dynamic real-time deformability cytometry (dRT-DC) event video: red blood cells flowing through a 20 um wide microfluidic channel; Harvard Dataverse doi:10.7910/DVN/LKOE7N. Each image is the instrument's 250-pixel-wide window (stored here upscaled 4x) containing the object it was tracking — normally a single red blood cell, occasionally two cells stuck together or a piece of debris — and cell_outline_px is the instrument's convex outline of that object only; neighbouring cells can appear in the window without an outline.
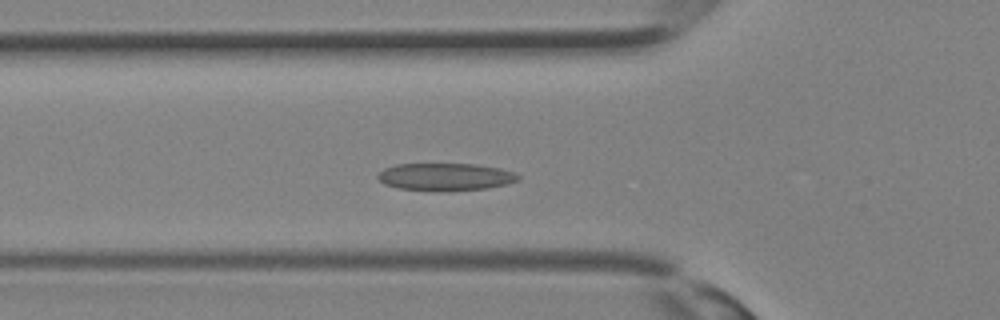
{"species": "Egyptian fruit bat (a non-hibernating species)", "species_latin": "Rousettus aegyptiacus", "temperature_condition": "room temperature", "stored_images_in_passage": 26, "camera_frame_rate_fps": 3000, "um_per_image_px": 0.085, "animal": {"sex": "female"}, "frame": {"image": 1, "passage_image": 7, "time_ms": 2.0, "image_size_px": [1000, 320], "cell_outline_px": [[520, 180], [488, 188], [440, 192], [396, 188], [384, 184], [376, 176], [384, 168], [396, 164], [472, 164], [500, 168], [512, 172], [520, 176]], "centroid_in_image_um": [37.82, 15.04], "position_along_channel_um": 88.0, "area_um2": 22.6}}
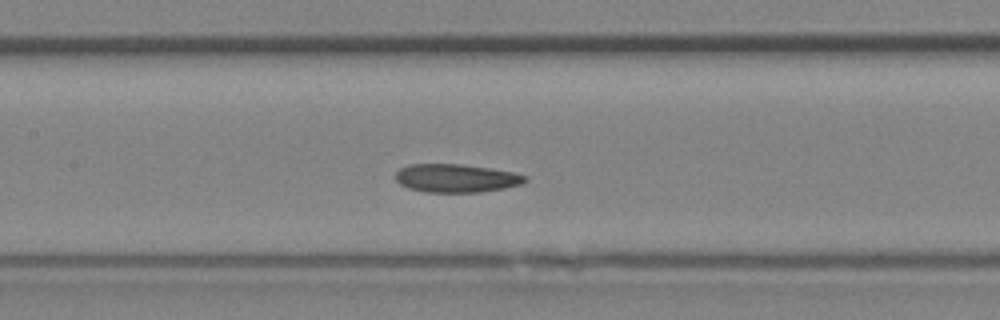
{"frame": {"image": 2, "passage_image": 11, "time_ms": 3.333, "image_size_px": [1000, 320], "cell_outline_px": [[528, 180], [524, 184], [504, 188], [480, 192], [424, 192], [408, 188], [400, 184], [396, 180], [396, 172], [400, 168], [408, 164], [460, 164], [488, 168], [512, 172], [528, 176]], "centroid_in_image_um": [38.78, 15.15], "position_along_channel_um": 168.6, "area_um2": 21.44}}
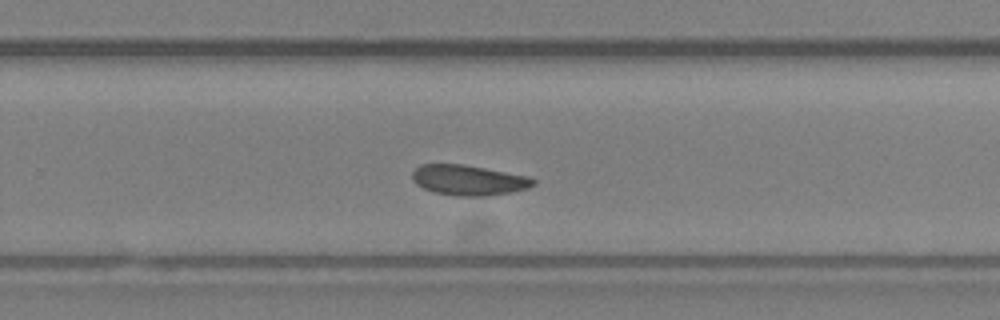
{"frame": {"image": 3, "passage_image": 17, "time_ms": 5.333, "image_size_px": [1000, 320], "cell_outline_px": [[536, 184], [528, 188], [488, 196], [456, 196], [436, 192], [424, 188], [416, 184], [412, 176], [412, 172], [420, 164], [460, 164], [484, 168], [528, 176], [536, 180]], "centroid_in_image_um": [39.83, 15.31], "position_along_channel_um": 290.0, "area_um2": 21.15}}